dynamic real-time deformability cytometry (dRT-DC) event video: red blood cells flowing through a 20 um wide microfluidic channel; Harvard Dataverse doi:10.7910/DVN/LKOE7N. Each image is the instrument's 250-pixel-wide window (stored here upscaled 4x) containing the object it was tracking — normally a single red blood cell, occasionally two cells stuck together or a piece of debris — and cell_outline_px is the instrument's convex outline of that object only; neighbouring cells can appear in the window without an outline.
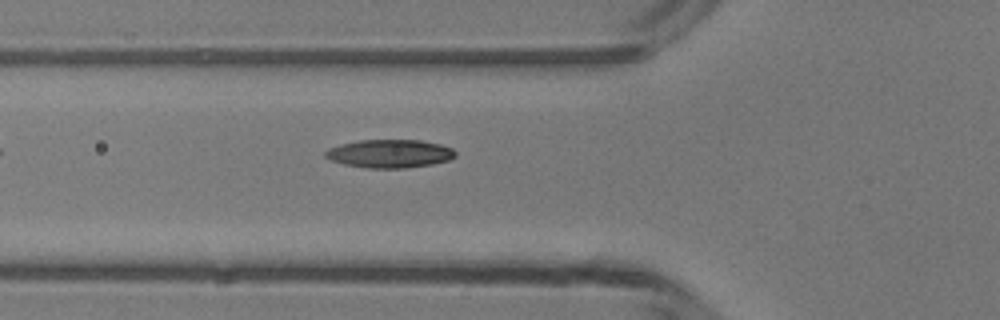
{"species": "common noctule bat (a hibernating species)", "species_latin": "Nyctalus noctula", "temperature_condition": "room temperature", "stored_images_in_passage": 33, "camera_frame_rate_fps": 3000, "um_per_image_px": 0.085, "animal": {"sex": "male", "body_mass_g": 13.3}, "frame": {"image": 1, "passage_image": 4, "time_ms": 1.0, "image_size_px": [1000, 320], "cell_outline_px": [[456, 156], [448, 160], [432, 164], [404, 168], [368, 168], [344, 164], [332, 160], [324, 156], [324, 152], [328, 148], [340, 144], [360, 140], [420, 140], [440, 144], [452, 148], [456, 152]], "centroid_in_image_um": [33.12, 13.05], "position_along_channel_um": 92.7, "area_um2": 21.39}}
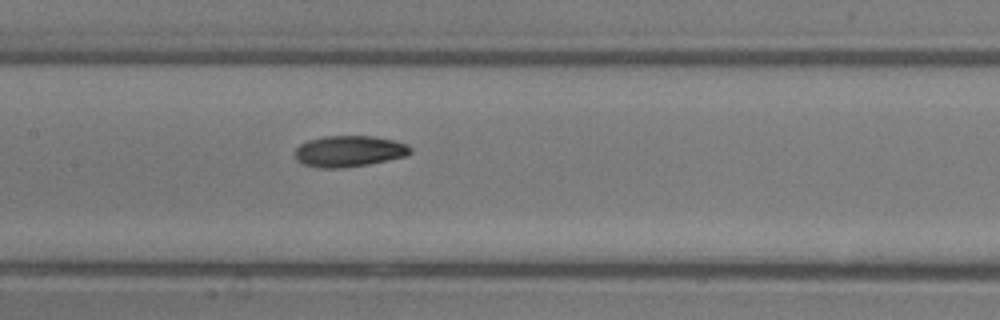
{"frame": {"image": 2, "passage_image": 10, "time_ms": 3.0, "image_size_px": [1000, 320], "cell_outline_px": [[412, 152], [404, 156], [368, 164], [340, 168], [320, 168], [304, 164], [296, 160], [296, 148], [300, 144], [308, 140], [324, 136], [376, 136], [408, 144], [412, 148]], "centroid_in_image_um": [29.67, 12.84], "position_along_channel_um": 177.7, "area_um2": 20.87}}
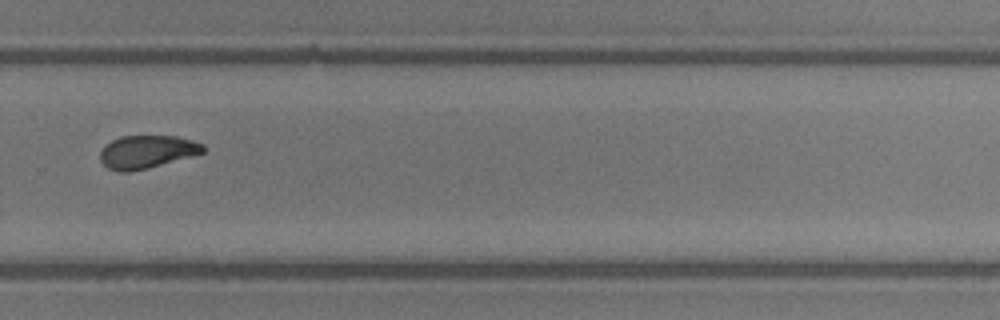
{"frame": {"image": 3, "passage_image": 20, "time_ms": 6.333, "image_size_px": [1000, 320], "cell_outline_px": [[204, 152], [148, 168], [128, 172], [120, 172], [108, 168], [100, 160], [100, 152], [112, 140], [120, 136], [176, 136], [192, 140], [204, 144]], "centroid_in_image_um": [12.48, 12.9], "position_along_channel_um": 317.3, "area_um2": 19.54}, "authors_computed_cell_mechanics": {"area_um2": 20.4034, "velocity_mm_per_s": 4.2051, "shape_relaxation_time_tau1_ms": 3.7122, "shape_relaxation_time_tau2_ms": 4.0974, "deformation_change_tau1": 0.1411, "deformation_change_tau2": 0.0983}}